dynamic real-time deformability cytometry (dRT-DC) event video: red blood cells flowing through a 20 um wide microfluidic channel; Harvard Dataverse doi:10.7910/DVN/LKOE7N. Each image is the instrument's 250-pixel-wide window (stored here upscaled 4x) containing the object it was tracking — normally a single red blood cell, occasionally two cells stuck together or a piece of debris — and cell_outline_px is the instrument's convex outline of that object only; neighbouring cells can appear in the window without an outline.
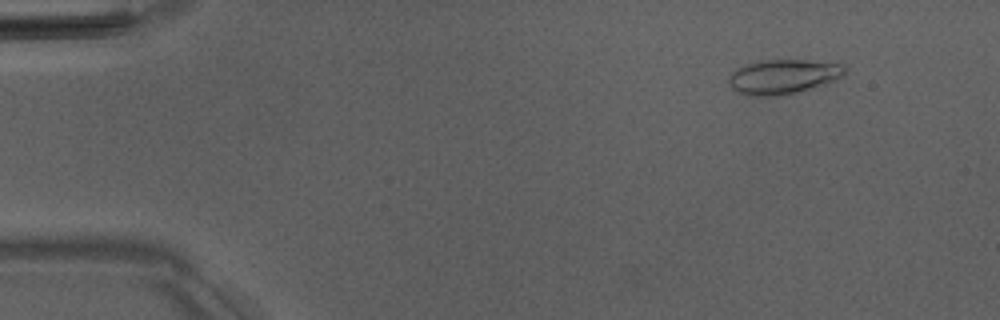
{"species": "Egyptian fruit bat (a non-hibernating species)", "species_latin": "Rousettus aegyptiacus", "temperature_condition": "room temperature", "stored_images_in_passage": 46, "camera_frame_rate_fps": 3000, "um_per_image_px": 0.085, "animal": {"sex": "male"}, "frame": {"image": 1, "passage_image": 6, "time_ms": 1.667, "image_size_px": [1000, 320], "cell_outline_px": [[848, 68], [840, 76], [824, 84], [780, 96], [752, 96], [736, 92], [728, 84], [728, 76], [736, 68], [748, 64], [764, 60], [804, 60], [844, 64]], "centroid_in_image_um": [66.51, 6.52], "position_along_channel_um": 18.5, "area_um2": 23.18}}
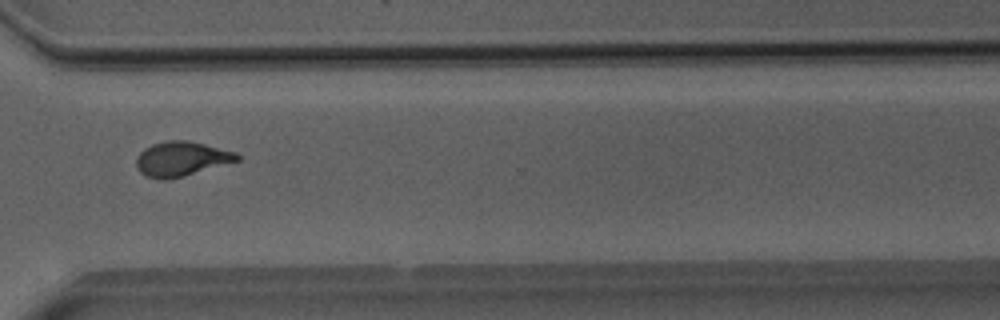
{"frame": {"image": 2, "passage_image": 39, "time_ms": 12.667, "image_size_px": [1000, 320], "cell_outline_px": [[240, 160], [184, 176], [164, 180], [160, 180], [148, 176], [140, 172], [136, 164], [136, 160], [140, 152], [144, 148], [152, 144], [168, 140], [188, 140], [236, 152], [240, 156]], "centroid_in_image_um": [15.42, 13.5], "position_along_channel_um": 355.2, "area_um2": 20.23}}
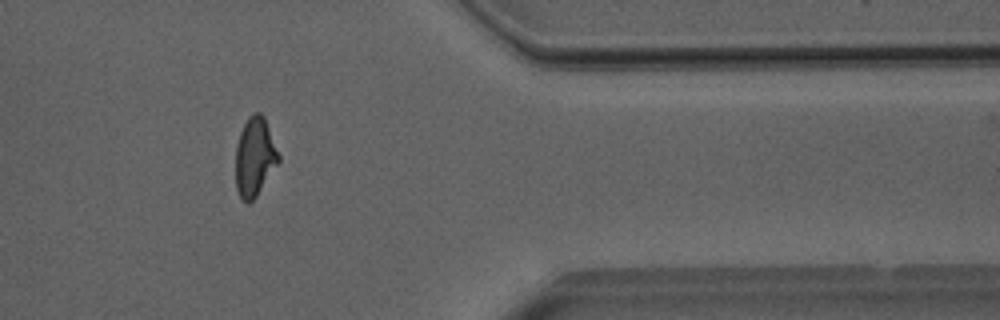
{"frame": {"image": 3, "passage_image": 43, "time_ms": 14.0, "image_size_px": [1000, 320], "cell_outline_px": [[280, 160], [256, 196], [248, 204], [240, 200], [236, 188], [236, 144], [240, 132], [248, 116], [252, 112], [260, 112], [264, 116], [280, 156]], "centroid_in_image_um": [21.64, 13.33], "position_along_channel_um": 389.8, "area_um2": 19.77}}